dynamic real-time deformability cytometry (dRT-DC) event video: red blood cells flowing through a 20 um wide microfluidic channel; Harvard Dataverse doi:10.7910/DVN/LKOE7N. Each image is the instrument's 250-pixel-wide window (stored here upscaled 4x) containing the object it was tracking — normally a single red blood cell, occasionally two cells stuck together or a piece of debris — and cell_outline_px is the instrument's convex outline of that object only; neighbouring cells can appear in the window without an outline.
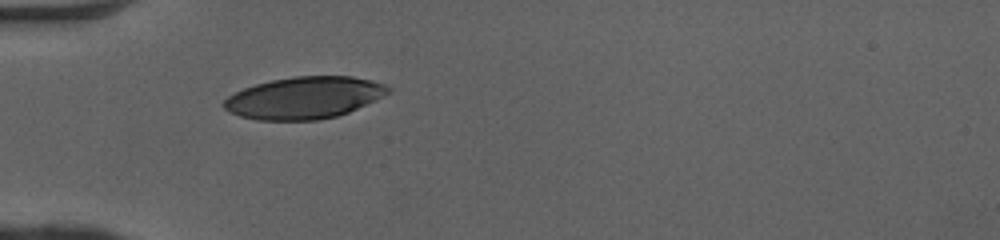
{"species": "human", "species_latin": "Homo sapiens", "temperature_condition": "cold", "stored_images_in_passage": 35, "camera_frame_rate_fps": 3000, "um_per_image_px": 0.085, "donor": {"sex": "female"}, "frame": {"image": 1, "passage_image": 1, "time_ms": 0.0, "image_size_px": [1000, 240], "cell_outline_px": [[392, 92], [376, 100], [348, 112], [336, 116], [316, 120], [256, 120], [240, 116], [224, 108], [220, 104], [228, 96], [244, 88], [256, 84], [272, 80], [292, 76], [352, 76], [372, 80], [384, 84], [392, 88]], "centroid_in_image_um": [25.88, 8.3], "position_along_channel_um": 59.1, "area_um2": 40.23}}
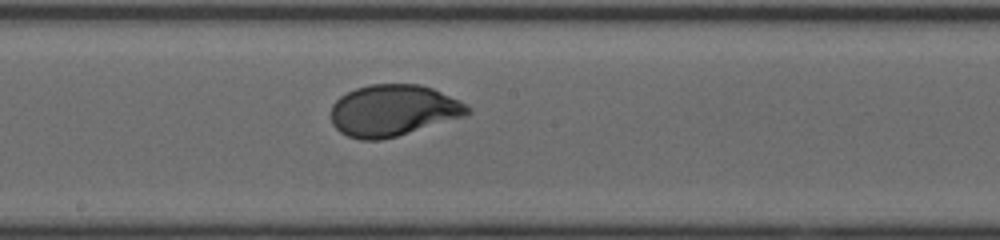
{"frame": {"image": 2, "passage_image": 13, "time_ms": 4.0, "image_size_px": [1000, 240], "cell_outline_px": [[472, 112], [464, 116], [396, 136], [380, 140], [360, 140], [348, 136], [340, 132], [332, 124], [332, 104], [340, 96], [356, 88], [368, 84], [420, 84], [432, 88], [472, 108]], "centroid_in_image_um": [33.38, 9.39], "position_along_channel_um": 214.8, "area_um2": 40.58}}
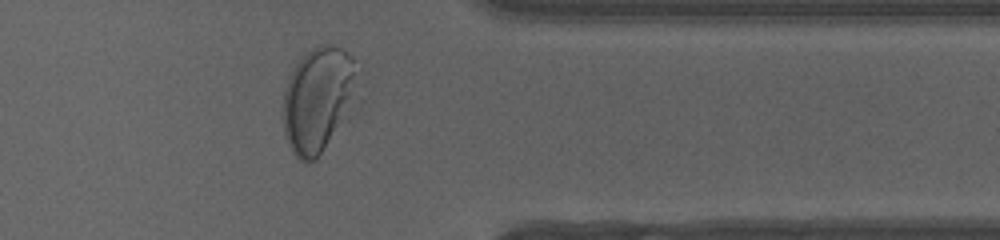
{"frame": {"image": 3, "passage_image": 26, "time_ms": 8.333, "image_size_px": [1000, 240], "cell_outline_px": [[360, 68], [352, 96], [316, 160], [308, 164], [300, 160], [292, 152], [284, 136], [284, 88], [292, 68], [312, 48], [320, 44], [332, 44], [340, 48], [352, 56]], "centroid_in_image_um": [26.96, 8.38], "position_along_channel_um": 384.4, "area_um2": 43.99}, "authors_computed_cell_mechanics": {"area_um2": 41.5004, "velocity_mm_per_s": 4.0721, "shape_relaxation_time_tau1_ms": 3.0855, "shape_relaxation_time_tau2_ms": null, "deformation_change_tau1": 0.1849, "deformation_change_tau2": null}}